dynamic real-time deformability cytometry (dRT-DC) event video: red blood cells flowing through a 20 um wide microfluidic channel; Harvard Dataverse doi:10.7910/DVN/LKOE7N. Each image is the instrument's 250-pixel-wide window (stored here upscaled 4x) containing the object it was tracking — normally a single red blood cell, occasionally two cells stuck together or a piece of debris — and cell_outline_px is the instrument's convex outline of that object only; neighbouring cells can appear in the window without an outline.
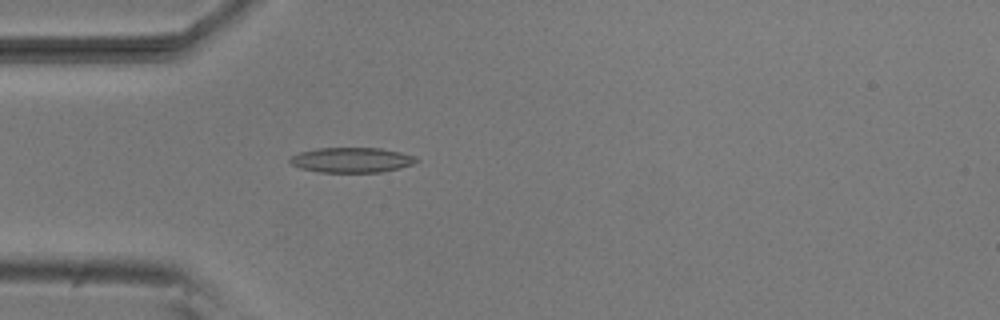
{"species": "common noctule bat (a hibernating species)", "species_latin": "Nyctalus noctula", "temperature_condition": "room temperature", "stored_images_in_passage": 27, "camera_frame_rate_fps": 3000, "um_per_image_px": 0.085, "animal": {"sex": "male", "body_mass_g": 20.5, "forearm_length_mm": 52.5}, "frame": {"image": 1, "passage_image": 2, "time_ms": 0.333, "image_size_px": [1000, 320], "cell_outline_px": [[420, 160], [412, 164], [400, 168], [380, 172], [320, 172], [300, 168], [292, 164], [288, 160], [292, 156], [300, 152], [316, 148], [380, 148], [400, 152], [416, 156]], "centroid_in_image_um": [29.9, 13.6], "position_along_channel_um": 55.1, "area_um2": 18.44}}
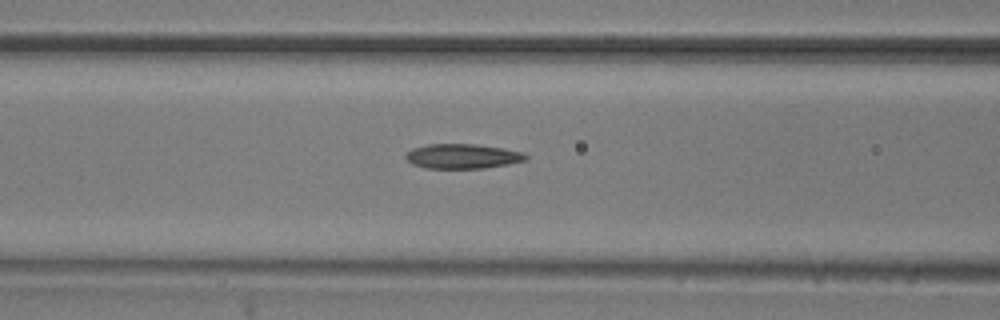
{"frame": {"image": 2, "passage_image": 8, "time_ms": 2.333, "image_size_px": [1000, 320], "cell_outline_px": [[528, 156], [524, 160], [508, 164], [484, 168], [424, 168], [412, 164], [404, 156], [412, 148], [428, 144], [476, 144], [504, 148], [524, 152]], "centroid_in_image_um": [39.31, 13.27], "position_along_channel_um": 127.3, "area_um2": 17.28}}
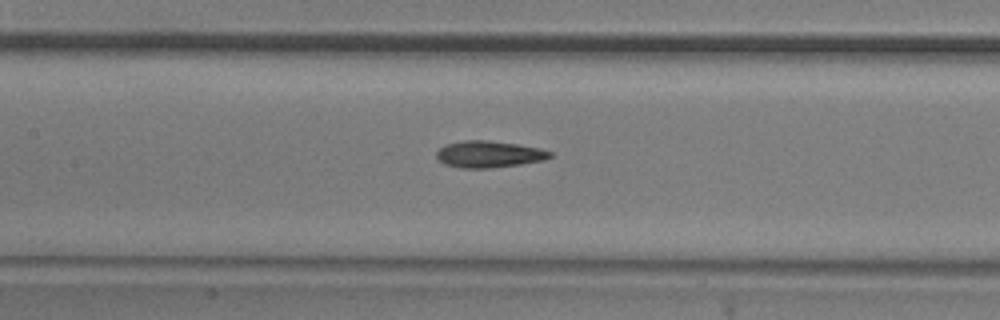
{"frame": {"image": 3, "passage_image": 11, "time_ms": 3.333, "image_size_px": [1000, 320], "cell_outline_px": [[552, 156], [544, 160], [520, 164], [488, 168], [460, 168], [444, 164], [436, 156], [436, 152], [444, 144], [464, 140], [488, 140], [516, 144], [540, 148], [552, 152]], "centroid_in_image_um": [41.54, 13.1], "position_along_channel_um": 165.9, "area_um2": 17.63}}